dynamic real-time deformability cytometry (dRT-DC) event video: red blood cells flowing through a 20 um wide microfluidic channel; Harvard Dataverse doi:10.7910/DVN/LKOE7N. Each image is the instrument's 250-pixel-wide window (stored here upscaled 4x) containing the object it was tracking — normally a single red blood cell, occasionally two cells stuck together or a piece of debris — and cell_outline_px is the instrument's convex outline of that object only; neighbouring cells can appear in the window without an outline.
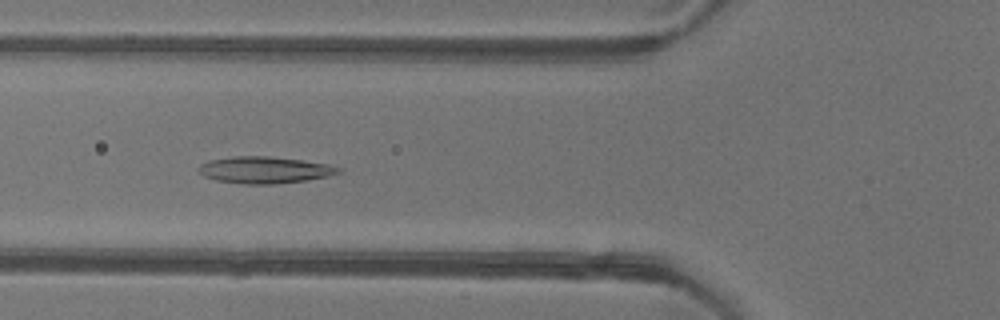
{"species": "common noctule bat (a hibernating species)", "species_latin": "Nyctalus noctula", "temperature_condition": "warm", "stored_images_in_passage": 52, "camera_frame_rate_fps": 3000, "um_per_image_px": 0.085, "animal": {"sex": "female"}, "frame": {"image": 1, "passage_image": 19, "time_ms": 6.0, "image_size_px": [1000, 320], "cell_outline_px": [[344, 172], [328, 176], [308, 180], [276, 184], [244, 184], [216, 180], [204, 176], [196, 168], [200, 164], [208, 160], [232, 156], [268, 156], [300, 160], [328, 164], [340, 168]], "centroid_in_image_um": [22.48, 14.44], "position_along_channel_um": 103.3, "area_um2": 21.91}}
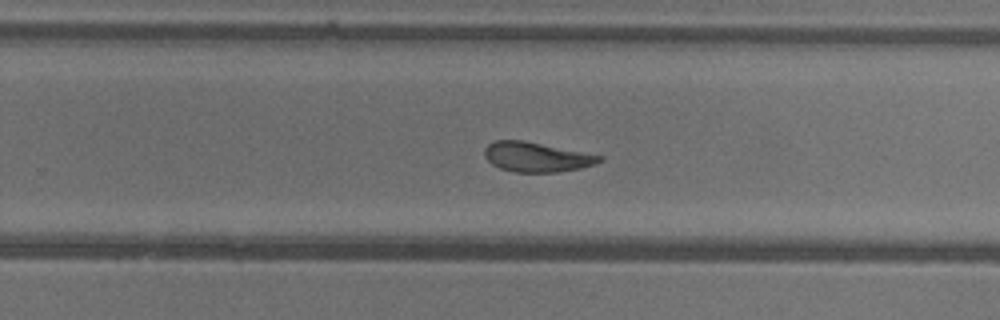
{"frame": {"image": 2, "passage_image": 33, "time_ms": 10.667, "image_size_px": [1000, 320], "cell_outline_px": [[604, 160], [596, 164], [580, 168], [556, 172], [512, 172], [500, 168], [492, 164], [484, 156], [484, 148], [488, 144], [496, 140], [524, 140], [604, 156]], "centroid_in_image_um": [45.61, 13.34], "position_along_channel_um": 284.2, "area_um2": 20.0}}
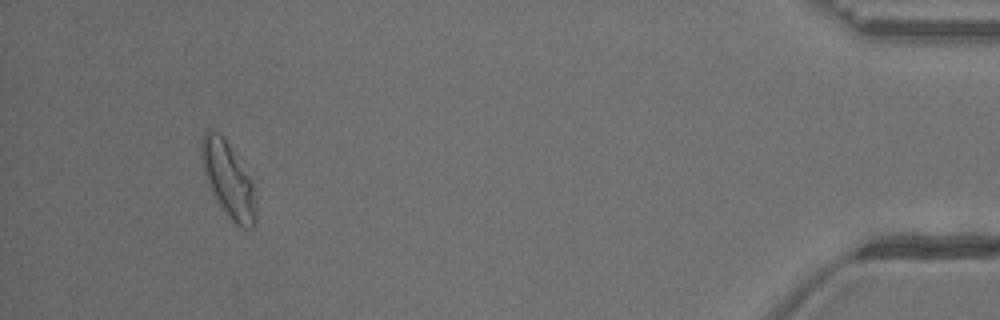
{"frame": {"image": 3, "passage_image": 49, "time_ms": 16.0, "image_size_px": [1000, 320], "cell_outline_px": [[256, 224], [252, 228], [244, 228], [236, 224], [232, 220], [216, 200], [204, 172], [200, 156], [200, 144], [204, 132], [208, 128], [220, 132], [224, 136], [248, 176], [252, 184], [256, 196]], "centroid_in_image_um": [19.39, 15.24], "position_along_channel_um": 415.8, "area_um2": 23.7}, "authors_computed_cell_mechanics": {"area_um2": 21.9062, "velocity_mm_per_s": 3.8776, "shape_relaxation_time_tau1_ms": 9.1527, "shape_relaxation_time_tau2_ms": 2.3067, "deformation_change_tau1": 0.2549, "deformation_change_tau2": 0.0967}}